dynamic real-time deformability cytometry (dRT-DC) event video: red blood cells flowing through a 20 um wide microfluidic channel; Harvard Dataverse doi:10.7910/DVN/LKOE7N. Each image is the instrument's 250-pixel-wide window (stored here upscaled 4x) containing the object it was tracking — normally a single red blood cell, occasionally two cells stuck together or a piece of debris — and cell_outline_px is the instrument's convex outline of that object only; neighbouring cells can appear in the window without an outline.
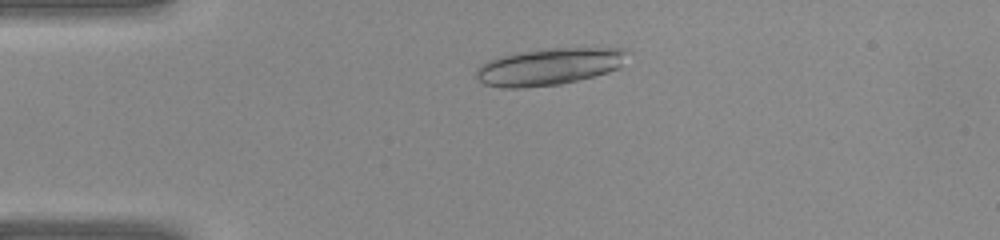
{"species": "common noctule bat (a hibernating species)", "species_latin": "Nyctalus noctula", "temperature_condition": "warm", "stored_images_in_passage": 22, "camera_frame_rate_fps": 3000, "um_per_image_px": 0.085, "animal": {"sex": "female", "body_mass_g": 22.0, "forearm_length_mm": 56.7}, "frame": {"image": 1, "passage_image": 4, "time_ms": 1.0, "image_size_px": [1000, 240], "cell_outline_px": [[632, 52], [620, 68], [608, 72], [560, 84], [524, 88], [504, 88], [484, 84], [476, 76], [476, 68], [480, 64], [488, 60], [500, 56], [524, 52], [552, 48], [624, 48]], "centroid_in_image_um": [46.72, 5.66], "position_along_channel_um": 38.3, "area_um2": 32.6}}